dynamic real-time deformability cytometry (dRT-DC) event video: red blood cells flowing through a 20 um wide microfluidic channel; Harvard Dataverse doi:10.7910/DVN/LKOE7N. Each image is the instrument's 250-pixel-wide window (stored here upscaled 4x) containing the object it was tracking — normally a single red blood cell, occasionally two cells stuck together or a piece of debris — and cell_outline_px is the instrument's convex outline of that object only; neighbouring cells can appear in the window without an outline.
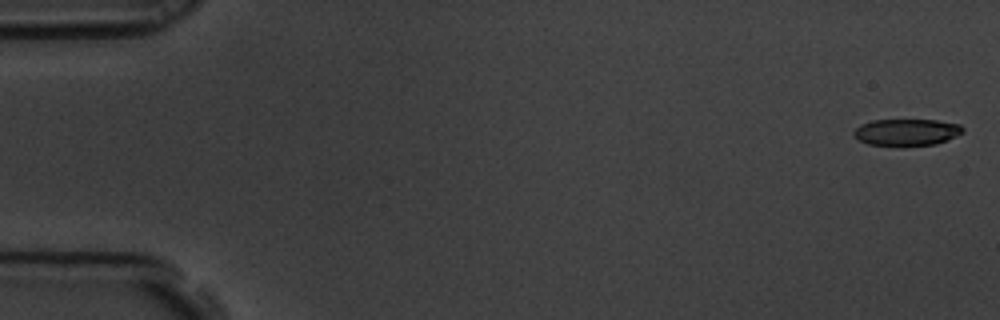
{"species": "common noctule bat (a hibernating species)", "species_latin": "Nyctalus noctula", "temperature_condition": "room temperature", "stored_images_in_passage": 52, "camera_frame_rate_fps": 3000, "um_per_image_px": 0.085, "animal": {"sex": "male", "body_mass_g": 19.5, "forearm_length_mm": 54.6}, "frame": {"image": 1, "passage_image": 1, "time_ms": 0.0, "image_size_px": [1000, 320], "cell_outline_px": [[964, 132], [948, 140], [936, 144], [868, 144], [852, 136], [852, 132], [860, 124], [872, 120], [936, 120], [960, 124], [964, 128]], "centroid_in_image_um": [77.07, 11.21], "position_along_channel_um": 7.9, "area_um2": 16.7}}
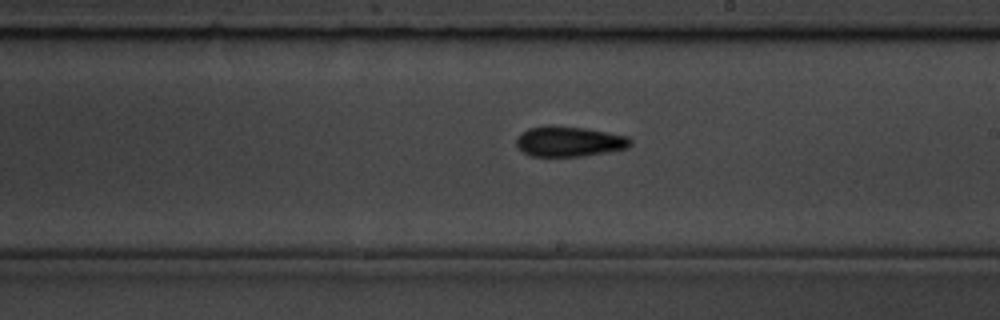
{"frame": {"image": 2, "passage_image": 33, "time_ms": 10.667, "image_size_px": [1000, 320], "cell_outline_px": [[632, 144], [628, 148], [608, 152], [584, 156], [532, 156], [524, 152], [516, 144], [516, 136], [528, 128], [544, 124], [552, 124], [584, 128], [608, 132], [628, 136], [632, 140]], "centroid_in_image_um": [48.38, 12.0], "position_along_channel_um": 240.6, "area_um2": 20.46}}
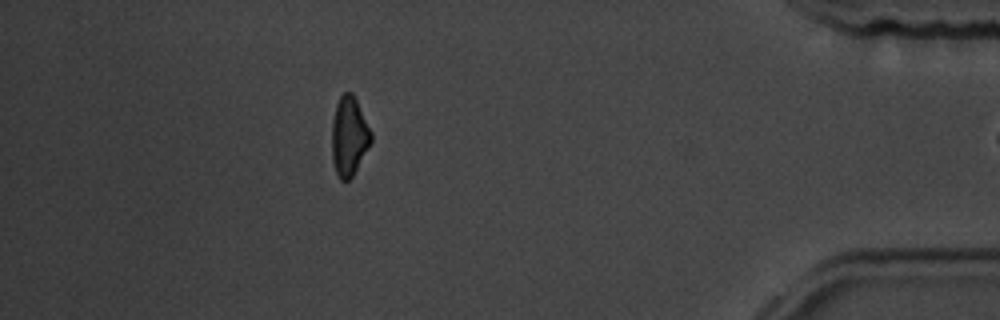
{"frame": {"image": 3, "passage_image": 51, "time_ms": 16.667, "image_size_px": [1000, 320], "cell_outline_px": [[372, 140], [352, 176], [348, 180], [340, 180], [336, 172], [332, 160], [332, 120], [336, 104], [340, 96], [344, 92], [352, 92], [372, 132]], "centroid_in_image_um": [29.66, 11.56], "position_along_channel_um": 405.5, "area_um2": 17.92}}